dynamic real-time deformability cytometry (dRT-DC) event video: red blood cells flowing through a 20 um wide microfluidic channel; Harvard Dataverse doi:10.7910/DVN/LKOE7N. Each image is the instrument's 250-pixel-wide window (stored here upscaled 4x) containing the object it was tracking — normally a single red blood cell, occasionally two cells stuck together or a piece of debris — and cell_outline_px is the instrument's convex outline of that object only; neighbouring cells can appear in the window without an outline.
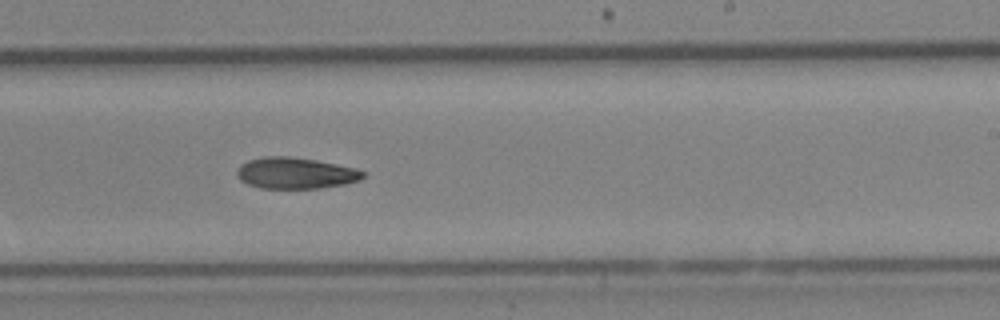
{"species": "Egyptian fruit bat (a non-hibernating species)", "species_latin": "Rousettus aegyptiacus", "temperature_condition": "cold", "stored_images_in_passage": 11, "camera_frame_rate_fps": 3000, "um_per_image_px": 0.085, "animal": {"sex": "female"}, "frame": {"image": 1, "passage_image": 10, "time_ms": 11.333, "image_size_px": [1000, 320], "cell_outline_px": [[364, 176], [360, 180], [344, 184], [320, 188], [260, 188], [248, 184], [240, 180], [236, 172], [240, 164], [248, 160], [264, 156], [288, 156], [316, 160], [336, 164], [352, 168], [364, 172]], "centroid_in_image_um": [25.08, 14.71], "position_along_channel_um": 263.9, "area_um2": 22.83}}
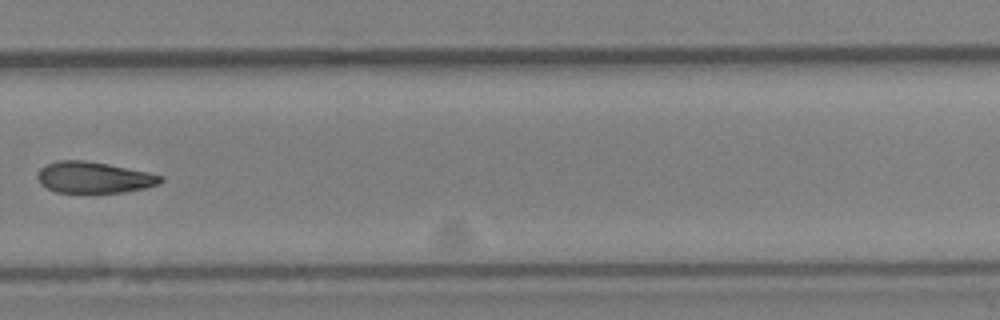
{"frame": {"image": 2, "passage_image": 11, "time_ms": 12.667, "image_size_px": [1000, 320], "cell_outline_px": [[164, 180], [156, 184], [144, 188], [124, 192], [56, 192], [40, 184], [36, 176], [40, 168], [56, 160], [84, 160], [108, 164], [148, 172], [164, 176]], "centroid_in_image_um": [7.96, 15.07], "position_along_channel_um": 321.8, "area_um2": 22.31}}